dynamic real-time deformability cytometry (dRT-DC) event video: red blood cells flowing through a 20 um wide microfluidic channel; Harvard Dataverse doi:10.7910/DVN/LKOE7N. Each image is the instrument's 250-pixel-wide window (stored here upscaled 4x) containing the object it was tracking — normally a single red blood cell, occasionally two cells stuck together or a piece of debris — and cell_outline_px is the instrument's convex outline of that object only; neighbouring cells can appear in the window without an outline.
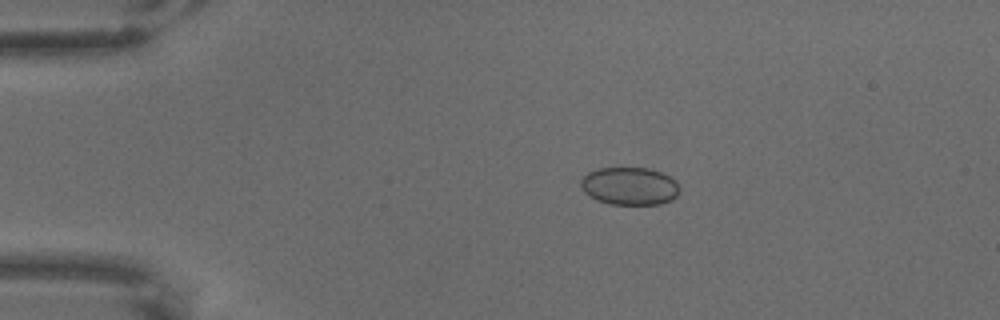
{"species": "common noctule bat (a hibernating species)", "species_latin": "Nyctalus noctula", "temperature_condition": "warm", "stored_images_in_passage": 5, "camera_frame_rate_fps": 3000, "um_per_image_px": 0.085, "animal": {"sex": "male", "body_mass_g": 18.8}, "frame": {"image": 1, "passage_image": 4, "time_ms": 1.0, "image_size_px": [1000, 320], "cell_outline_px": [[680, 192], [672, 200], [660, 204], [608, 204], [596, 200], [588, 196], [584, 192], [580, 184], [580, 180], [588, 172], [596, 168], [648, 168], [660, 172], [676, 180], [680, 188]], "centroid_in_image_um": [53.5, 15.82], "position_along_channel_um": 31.5, "area_um2": 21.96}}